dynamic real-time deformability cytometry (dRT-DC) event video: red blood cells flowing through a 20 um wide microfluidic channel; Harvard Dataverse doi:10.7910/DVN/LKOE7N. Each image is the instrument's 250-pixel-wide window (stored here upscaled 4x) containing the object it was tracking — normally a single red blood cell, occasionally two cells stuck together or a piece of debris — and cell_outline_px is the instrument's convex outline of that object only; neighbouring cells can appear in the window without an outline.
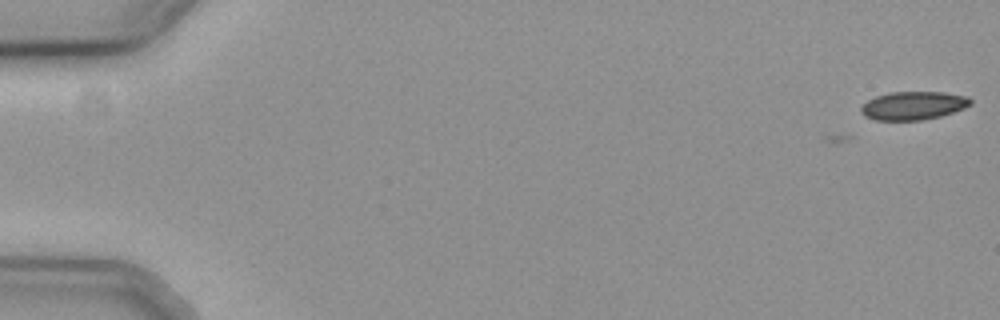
{"species": "common noctule bat (a hibernating species)", "species_latin": "Nyctalus noctula", "temperature_condition": "cold", "stored_images_in_passage": 5, "camera_frame_rate_fps": 3000, "um_per_image_px": 0.085, "animal": {"sex": "female", "body_mass_g": 19.3, "forearm_length_mm": 54.1}, "frame": {"image": 1, "passage_image": 5, "time_ms": 1.333, "image_size_px": [1000, 320], "cell_outline_px": [[972, 104], [964, 108], [940, 116], [920, 120], [876, 120], [864, 116], [860, 112], [860, 108], [868, 100], [876, 96], [892, 92], [944, 92], [968, 96], [972, 100]], "centroid_in_image_um": [77.64, 8.97], "position_along_channel_um": 7.4, "area_um2": 18.03}}